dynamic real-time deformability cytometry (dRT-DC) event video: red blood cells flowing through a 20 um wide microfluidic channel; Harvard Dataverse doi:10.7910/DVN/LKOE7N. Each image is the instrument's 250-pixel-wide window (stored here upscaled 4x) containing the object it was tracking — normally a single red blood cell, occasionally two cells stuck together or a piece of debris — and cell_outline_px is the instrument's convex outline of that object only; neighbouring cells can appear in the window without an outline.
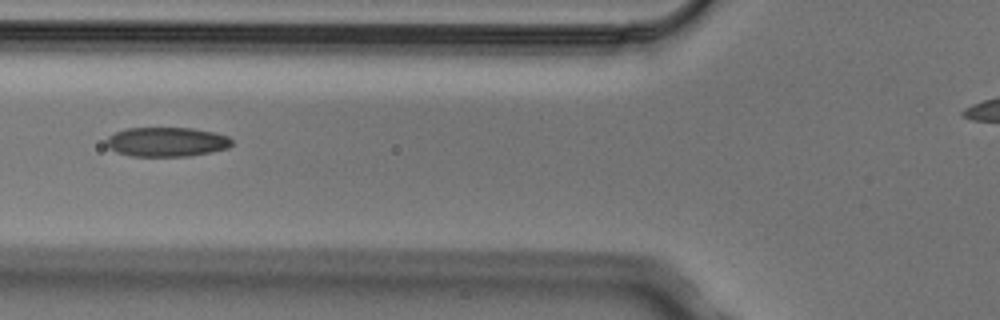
{"species": "Egyptian fruit bat (a non-hibernating species)", "species_latin": "Rousettus aegyptiacus", "temperature_condition": "cold", "stored_images_in_passage": 4, "camera_frame_rate_fps": 3000, "um_per_image_px": 0.085, "animal": {"sex": "male"}, "frame": {"image": 1, "passage_image": 4, "time_ms": 1.0, "image_size_px": [1000, 320], "cell_outline_px": [[232, 144], [228, 148], [212, 152], [188, 156], [132, 156], [116, 152], [108, 148], [104, 144], [108, 136], [124, 128], [192, 128], [212, 132], [228, 136], [232, 140]], "centroid_in_image_um": [14.13, 12.06], "position_along_channel_um": 111.7, "area_um2": 21.62}}